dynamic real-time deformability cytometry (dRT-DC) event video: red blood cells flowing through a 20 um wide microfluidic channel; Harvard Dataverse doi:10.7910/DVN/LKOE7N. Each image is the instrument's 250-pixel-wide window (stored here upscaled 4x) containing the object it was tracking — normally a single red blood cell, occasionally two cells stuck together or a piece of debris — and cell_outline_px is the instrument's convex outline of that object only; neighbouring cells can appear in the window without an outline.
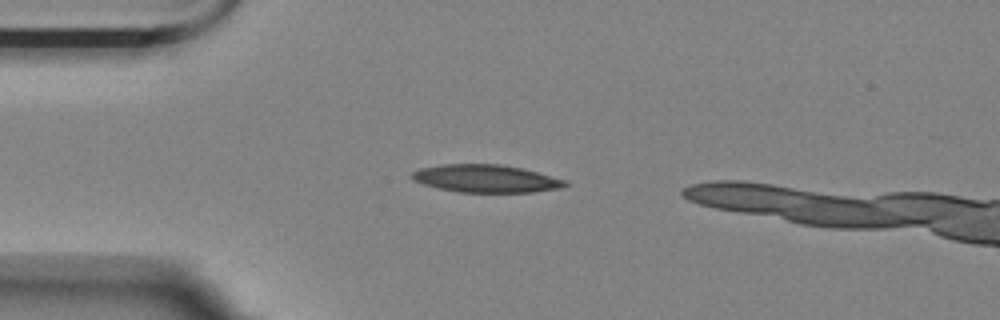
{"species": "Egyptian fruit bat (a non-hibernating species)", "species_latin": "Rousettus aegyptiacus", "temperature_condition": "room temperature", "stored_images_in_passage": 5, "segment_of_instrument_passage": [1, 2], "camera_frame_rate_fps": 3000, "um_per_image_px": 0.085, "animal": {"sex": "female"}, "frame": {"image": 1, "passage_image": 2, "time_ms": 0.333, "image_size_px": [1000, 320], "cell_outline_px": [[568, 184], [560, 188], [532, 192], [456, 192], [424, 184], [412, 180], [412, 172], [420, 168], [440, 164], [500, 164], [524, 168], [568, 180]], "centroid_in_image_um": [41.33, 15.17], "position_along_channel_um": 43.7, "area_um2": 24.85}}
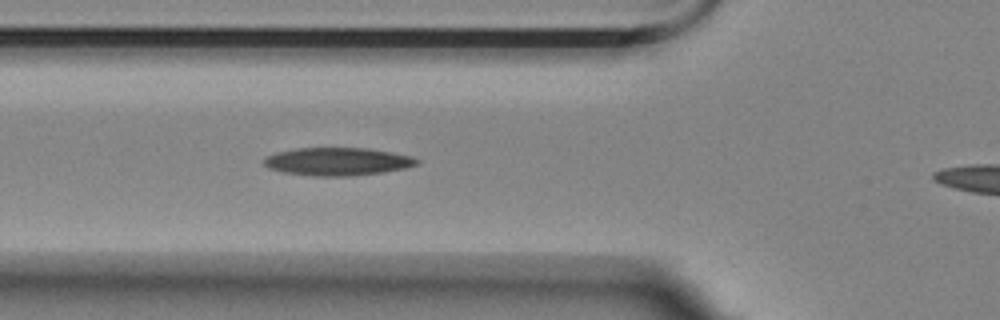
{"frame": {"image": 2, "passage_image": 4, "time_ms": 1.0, "image_size_px": [1000, 320], "cell_outline_px": [[420, 160], [416, 164], [404, 168], [384, 172], [352, 176], [312, 176], [280, 172], [268, 168], [264, 164], [264, 156], [276, 152], [296, 148], [368, 148], [392, 152], [412, 156]], "centroid_in_image_um": [28.65, 13.73], "position_along_channel_um": 97.2, "area_um2": 25.09}}